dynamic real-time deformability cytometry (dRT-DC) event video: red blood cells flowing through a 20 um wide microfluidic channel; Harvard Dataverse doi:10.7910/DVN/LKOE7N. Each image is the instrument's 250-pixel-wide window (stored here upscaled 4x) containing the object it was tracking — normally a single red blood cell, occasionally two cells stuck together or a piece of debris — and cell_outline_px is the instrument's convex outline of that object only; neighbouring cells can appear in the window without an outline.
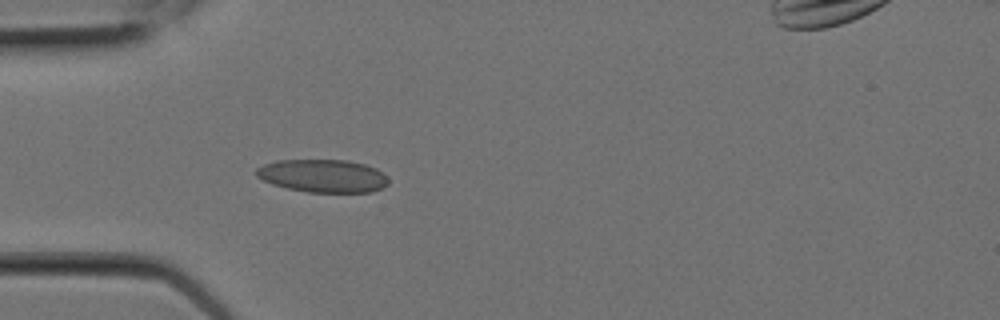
{"species": "Egyptian fruit bat (a non-hibernating species)", "species_latin": "Rousettus aegyptiacus", "temperature_condition": "room temperature", "stored_images_in_passage": 5, "camera_frame_rate_fps": 3000, "um_per_image_px": 0.085, "animal": {"sex": "female"}, "frame": {"image": 1, "passage_image": 5, "time_ms": 1.333, "image_size_px": [1000, 320], "cell_outline_px": [[388, 184], [372, 192], [308, 192], [288, 188], [272, 184], [256, 176], [256, 168], [264, 164], [276, 160], [348, 160], [364, 164], [376, 168], [388, 176]], "centroid_in_image_um": [27.46, 14.94], "position_along_channel_um": 57.5, "area_um2": 25.37}}